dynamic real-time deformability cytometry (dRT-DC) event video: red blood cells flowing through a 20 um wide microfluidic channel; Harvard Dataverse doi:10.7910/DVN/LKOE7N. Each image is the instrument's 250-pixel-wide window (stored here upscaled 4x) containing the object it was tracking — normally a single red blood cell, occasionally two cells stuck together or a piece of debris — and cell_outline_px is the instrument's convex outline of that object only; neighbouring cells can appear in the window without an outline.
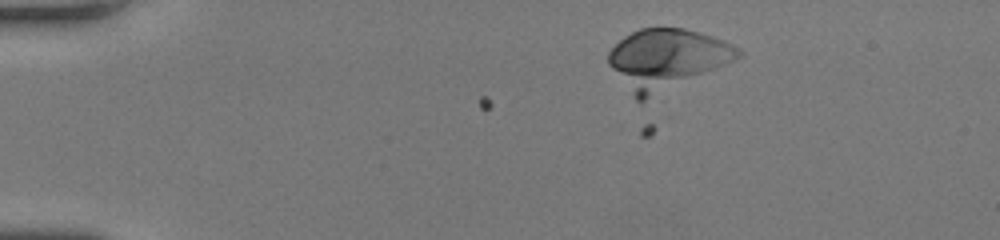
{"species": "human", "species_latin": "Homo sapiens", "temperature_condition": "room temperature", "stored_images_in_passage": 10, "camera_frame_rate_fps": 3000, "um_per_image_px": 0.085, "donor": {"sex": "female"}, "frame": {"image": 1, "passage_image": 1, "time_ms": 0.0, "image_size_px": [1000, 240], "cell_outline_px": [[744, 52], [740, 56], [724, 64], [644, 100], [636, 100], [608, 64], [608, 52], [624, 36], [640, 28], [684, 28], [700, 32], [724, 40], [740, 48]], "centroid_in_image_um": [56.64, 4.97], "position_along_channel_um": 28.4, "area_um2": 44.33}}
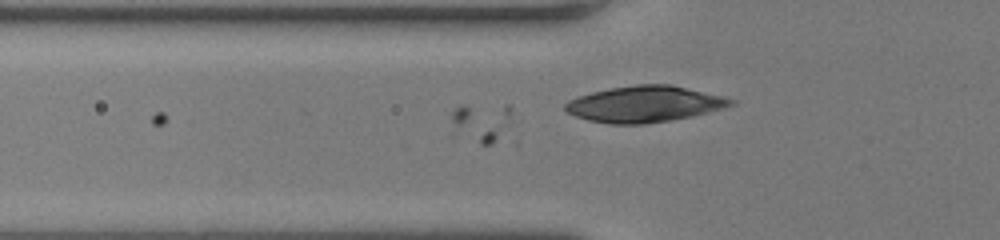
{"frame": {"image": 2, "passage_image": 10, "time_ms": 3.0, "image_size_px": [1000, 240], "cell_outline_px": [[736, 104], [724, 108], [692, 116], [644, 124], [608, 124], [588, 120], [576, 116], [568, 112], [564, 108], [564, 104], [568, 100], [592, 92], [612, 88], [636, 84], [672, 84], [736, 100]], "centroid_in_image_um": [54.78, 8.85], "position_along_channel_um": 71.0, "area_um2": 34.68}}